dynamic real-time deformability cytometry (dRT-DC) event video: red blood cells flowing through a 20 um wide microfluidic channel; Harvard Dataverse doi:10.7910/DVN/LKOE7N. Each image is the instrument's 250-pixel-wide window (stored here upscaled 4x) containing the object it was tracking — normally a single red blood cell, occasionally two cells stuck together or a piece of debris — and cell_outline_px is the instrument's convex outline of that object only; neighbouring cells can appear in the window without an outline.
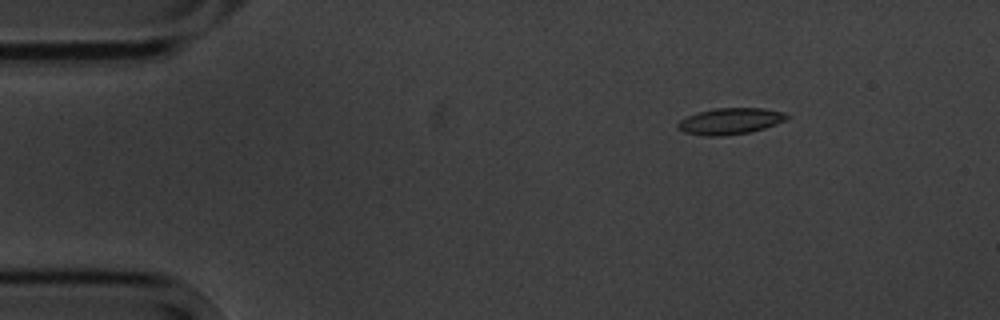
{"species": "common noctule bat (a hibernating species)", "species_latin": "Nyctalus noctula", "temperature_condition": "cold", "stored_images_in_passage": 9, "camera_frame_rate_fps": 3000, "um_per_image_px": 0.085, "animal": {"sex": "male", "body_mass_g": 20.1, "forearm_length_mm": 53.5}, "frame": {"image": 1, "passage_image": 3, "time_ms": 2.333, "image_size_px": [1000, 320], "cell_outline_px": [[788, 116], [784, 120], [776, 124], [764, 128], [748, 132], [720, 136], [708, 136], [684, 132], [676, 128], [676, 124], [680, 120], [688, 116], [700, 112], [716, 108], [764, 108], [784, 112]], "centroid_in_image_um": [62.04, 10.29], "position_along_channel_um": 23.0, "area_um2": 16.47}}
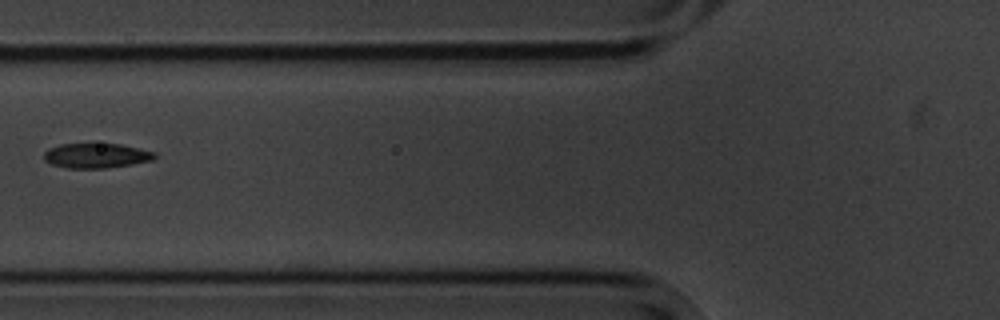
{"frame": {"image": 2, "passage_image": 7, "time_ms": 7.0, "image_size_px": [1000, 320], "cell_outline_px": [[156, 156], [152, 160], [132, 164], [108, 168], [64, 168], [52, 164], [44, 160], [44, 152], [48, 148], [60, 144], [120, 144], [140, 148], [156, 152]], "centroid_in_image_um": [8.18, 13.23], "position_along_channel_um": 117.6, "area_um2": 16.07}}
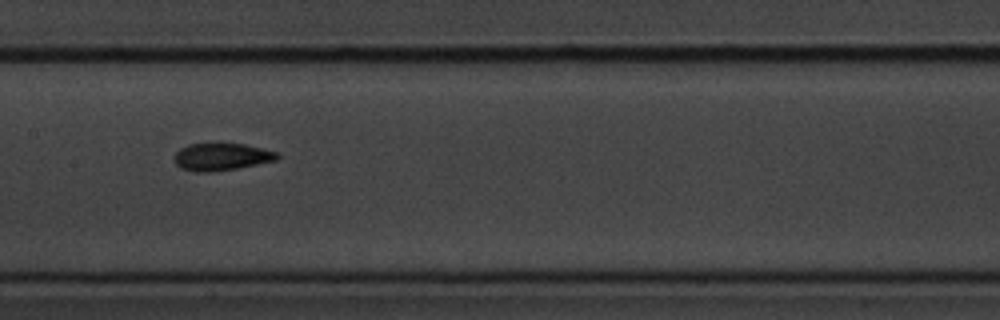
{"frame": {"image": 3, "passage_image": 9, "time_ms": 9.0, "image_size_px": [1000, 320], "cell_outline_px": [[280, 156], [276, 160], [236, 168], [212, 172], [196, 172], [180, 168], [172, 160], [172, 156], [180, 148], [188, 144], [244, 144], [276, 152]], "centroid_in_image_um": [18.75, 13.34], "position_along_channel_um": 188.7, "area_um2": 16.3}}